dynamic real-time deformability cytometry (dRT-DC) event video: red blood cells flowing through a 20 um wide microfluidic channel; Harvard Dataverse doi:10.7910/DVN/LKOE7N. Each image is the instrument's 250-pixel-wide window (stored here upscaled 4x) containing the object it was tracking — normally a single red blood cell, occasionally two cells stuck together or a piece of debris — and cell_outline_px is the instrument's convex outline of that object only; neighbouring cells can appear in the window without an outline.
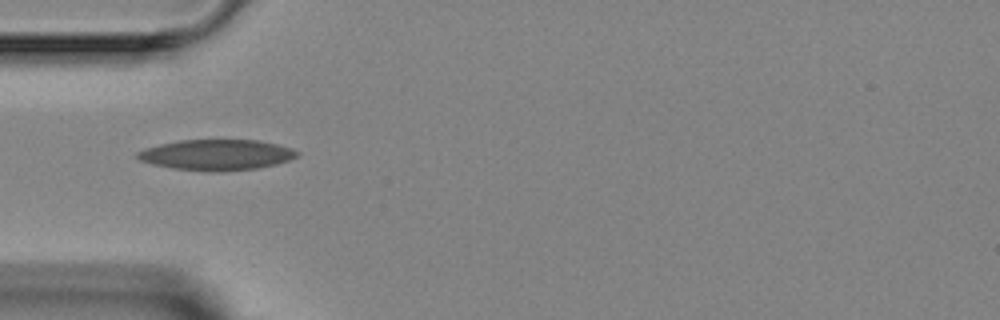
{"species": "Egyptian fruit bat (a non-hibernating species)", "species_latin": "Rousettus aegyptiacus", "temperature_condition": "room temperature", "stored_images_in_passage": 3, "camera_frame_rate_fps": 3000, "um_per_image_px": 0.085, "animal": {"sex": "female"}, "frame": {"image": 1, "passage_image": 2, "time_ms": 1.333, "image_size_px": [1000, 320], "cell_outline_px": [[300, 152], [296, 156], [288, 160], [276, 164], [256, 168], [224, 172], [204, 172], [172, 168], [152, 164], [140, 160], [136, 156], [136, 152], [144, 148], [160, 144], [180, 140], [256, 140], [276, 144], [292, 148]], "centroid_in_image_um": [18.38, 13.17], "position_along_channel_um": 66.6, "area_um2": 28.67}}
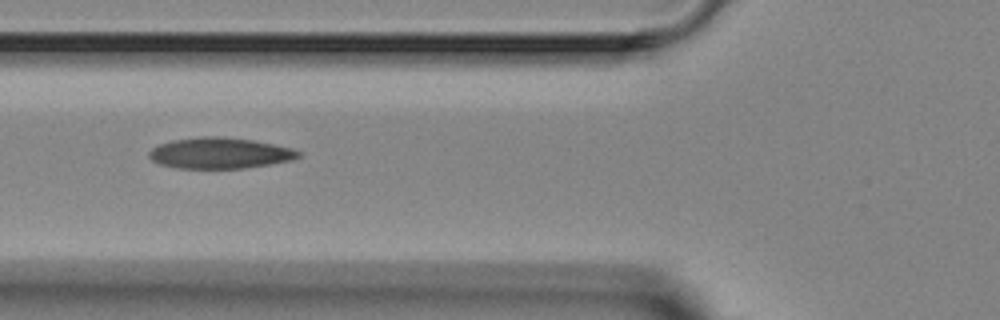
{"frame": {"image": 2, "passage_image": 3, "time_ms": 2.333, "image_size_px": [1000, 320], "cell_outline_px": [[300, 156], [292, 160], [244, 168], [180, 168], [160, 164], [152, 160], [148, 156], [148, 152], [152, 148], [160, 144], [172, 140], [200, 136], [224, 136], [256, 140], [292, 148], [300, 152]], "centroid_in_image_um": [18.68, 13.0], "position_along_channel_um": 107.1, "area_um2": 26.99}}